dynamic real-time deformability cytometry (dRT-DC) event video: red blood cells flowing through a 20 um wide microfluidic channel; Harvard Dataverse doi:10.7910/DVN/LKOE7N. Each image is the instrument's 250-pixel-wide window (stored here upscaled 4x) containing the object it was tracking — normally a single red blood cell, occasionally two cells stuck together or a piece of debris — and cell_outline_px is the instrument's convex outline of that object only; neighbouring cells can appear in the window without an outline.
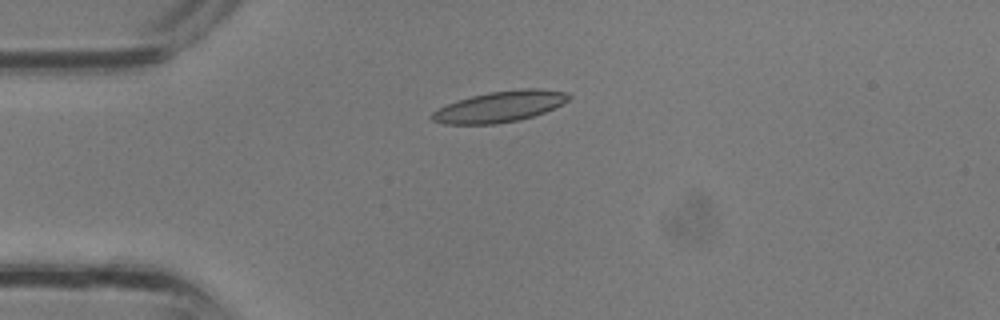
{"species": "common noctule bat (a hibernating species)", "species_latin": "Nyctalus noctula", "temperature_condition": "room temperature", "stored_images_in_passage": 23, "camera_frame_rate_fps": 3000, "um_per_image_px": 0.085, "animal": {"sex": "male", "body_mass_g": 13.3}, "frame": {"image": 1, "passage_image": 1, "time_ms": 0.0, "image_size_px": [1000, 320], "cell_outline_px": [[572, 96], [568, 100], [544, 112], [520, 120], [496, 124], [444, 124], [432, 120], [428, 116], [432, 112], [456, 100], [488, 92], [520, 88], [536, 88], [568, 92]], "centroid_in_image_um": [42.47, 9.05], "position_along_channel_um": 42.5, "area_um2": 24.68}}
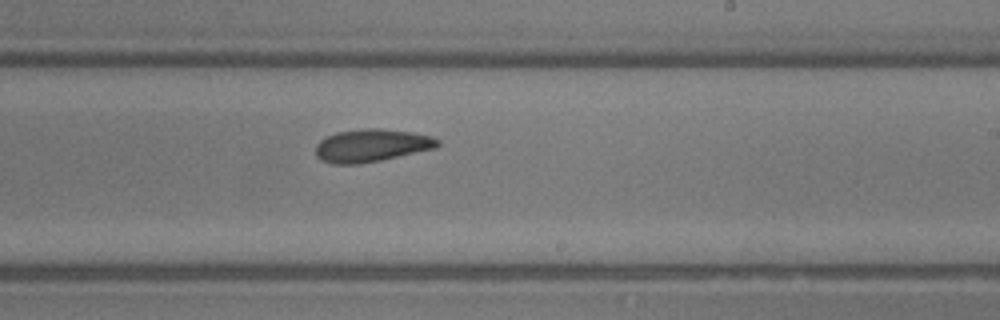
{"frame": {"image": 2, "passage_image": 13, "time_ms": 4.0, "image_size_px": [1000, 320], "cell_outline_px": [[440, 144], [436, 148], [380, 160], [356, 164], [332, 164], [320, 160], [316, 156], [316, 144], [320, 140], [336, 132], [368, 128], [380, 128], [412, 132], [432, 136], [440, 140]], "centroid_in_image_um": [31.58, 12.36], "position_along_channel_um": 257.4, "area_um2": 23.29}}
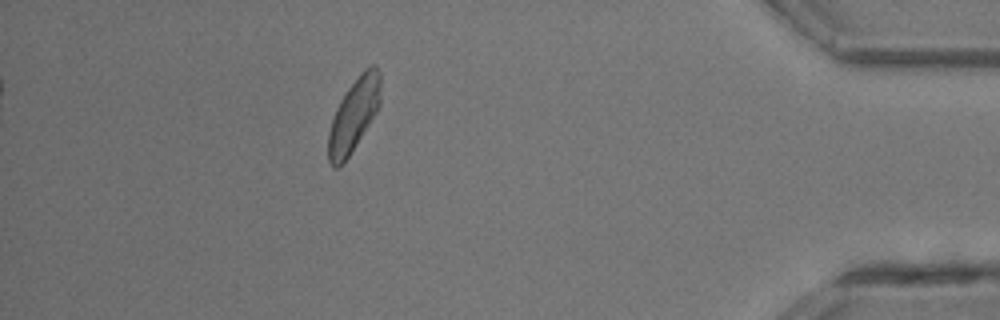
{"frame": {"image": 3, "passage_image": 23, "time_ms": 7.333, "image_size_px": [1000, 320], "cell_outline_px": [[380, 104], [376, 112], [344, 164], [340, 168], [332, 168], [328, 160], [328, 132], [336, 108], [340, 100], [348, 88], [360, 72], [372, 64], [376, 64], [380, 72]], "centroid_in_image_um": [30.06, 9.79], "position_along_channel_um": 405.1, "area_um2": 22.25}}